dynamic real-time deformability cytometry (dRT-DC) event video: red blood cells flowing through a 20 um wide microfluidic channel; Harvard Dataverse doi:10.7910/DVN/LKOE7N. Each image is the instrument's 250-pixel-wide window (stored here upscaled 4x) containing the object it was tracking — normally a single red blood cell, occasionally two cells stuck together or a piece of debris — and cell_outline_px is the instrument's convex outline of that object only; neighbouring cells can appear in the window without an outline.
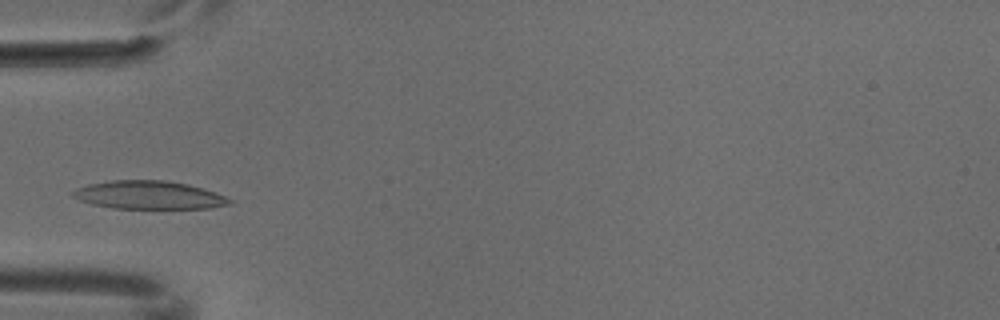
{"species": "common noctule bat (a hibernating species)", "species_latin": "Nyctalus noctula", "temperature_condition": "cold", "stored_images_in_passage": 2, "camera_frame_rate_fps": 3000, "um_per_image_px": 0.085, "animal": {"sex": "male", "body_mass_g": 18.8}, "frame": {"image": 1, "passage_image": 2, "time_ms": 0.333, "image_size_px": [1000, 320], "cell_outline_px": [[232, 204], [208, 208], [112, 208], [92, 204], [80, 200], [72, 196], [72, 192], [76, 188], [88, 184], [112, 180], [164, 180], [188, 184], [216, 192], [232, 200]], "centroid_in_image_um": [12.65, 16.57], "position_along_channel_um": 72.3, "area_um2": 25.66}}